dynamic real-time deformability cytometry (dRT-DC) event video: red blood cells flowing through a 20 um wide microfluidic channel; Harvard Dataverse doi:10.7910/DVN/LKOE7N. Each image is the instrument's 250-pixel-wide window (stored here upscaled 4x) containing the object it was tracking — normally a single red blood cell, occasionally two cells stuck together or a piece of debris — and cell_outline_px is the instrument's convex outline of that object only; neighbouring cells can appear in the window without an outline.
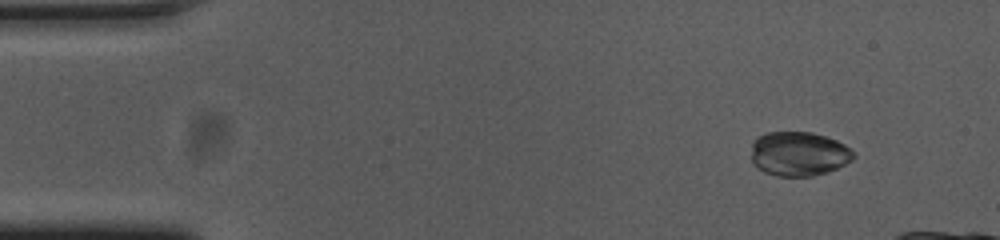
{"species": "common noctule bat (a hibernating species)", "species_latin": "Nyctalus noctula", "temperature_condition": "cold", "stored_images_in_passage": 10, "camera_frame_rate_fps": 3000, "um_per_image_px": 0.085, "animal": {"sex": "female", "body_mass_g": 23.0, "forearm_length_mm": 53.4}, "frame": {"image": 1, "passage_image": 6, "time_ms": 1.667, "image_size_px": [1000, 240], "cell_outline_px": [[844, 148], [832, 168], [816, 172], [812, 172], [756, 152], [756, 144], [764, 136], [776, 132], [800, 132], [820, 136], [832, 140], [840, 144]], "centroid_in_image_um": [68.08, 12.75], "position_along_channel_um": 16.9, "area_um2": 17.51}}